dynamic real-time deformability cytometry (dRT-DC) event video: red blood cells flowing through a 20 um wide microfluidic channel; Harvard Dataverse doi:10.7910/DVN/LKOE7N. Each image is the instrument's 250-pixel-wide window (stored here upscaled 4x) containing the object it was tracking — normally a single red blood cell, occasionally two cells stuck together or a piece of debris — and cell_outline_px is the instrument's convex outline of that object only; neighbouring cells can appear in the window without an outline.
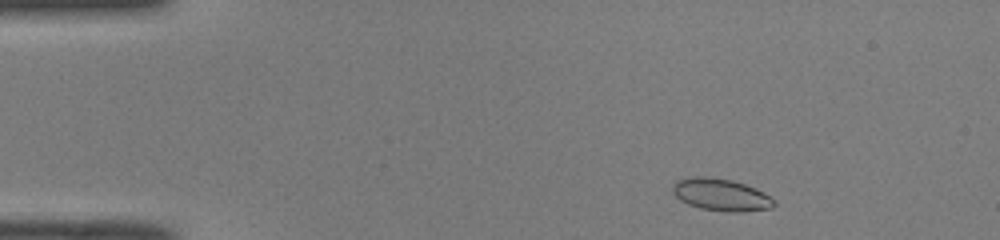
{"species": "common noctule bat (a hibernating species)", "species_latin": "Nyctalus noctula", "temperature_condition": "room temperature", "stored_images_in_passage": 46, "camera_frame_rate_fps": 3000, "um_per_image_px": 0.085, "animal": {"sex": "male", "body_mass_g": 19.0, "forearm_length_mm": 50.8}, "frame": {"image": 1, "passage_image": 3, "time_ms": 0.667, "image_size_px": [1000, 240], "cell_outline_px": [[776, 204], [772, 208], [740, 212], [728, 212], [700, 208], [688, 204], [680, 200], [672, 192], [672, 184], [676, 180], [692, 176], [708, 176], [732, 180], [756, 188], [764, 192], [776, 200]], "centroid_in_image_um": [61.29, 16.54], "position_along_channel_um": 23.7, "area_um2": 19.31}}
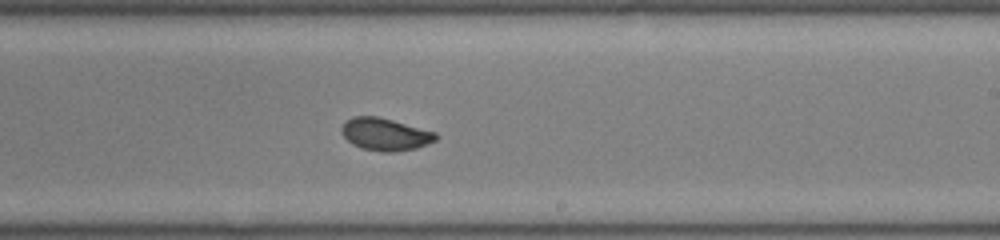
{"frame": {"image": 2, "passage_image": 26, "time_ms": 8.333, "image_size_px": [1000, 240], "cell_outline_px": [[436, 140], [428, 144], [416, 148], [396, 152], [380, 152], [360, 148], [352, 144], [340, 132], [340, 128], [344, 120], [352, 116], [376, 116], [392, 120], [436, 132]], "centroid_in_image_um": [32.69, 11.42], "position_along_channel_um": 256.3, "area_um2": 17.98}}
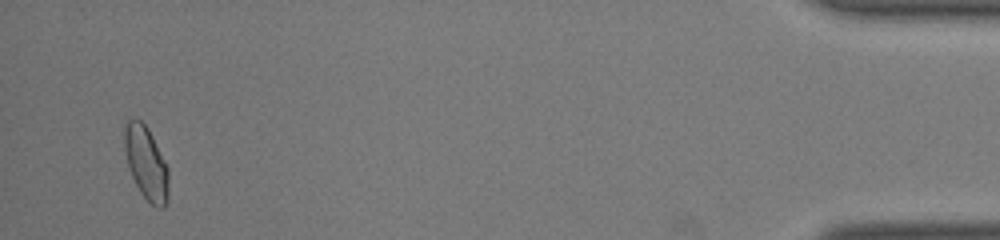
{"frame": {"image": 3, "passage_image": 44, "time_ms": 14.333, "image_size_px": [1000, 240], "cell_outline_px": [[168, 200], [164, 208], [156, 208], [140, 192], [132, 176], [128, 164], [124, 148], [124, 124], [128, 120], [140, 120], [148, 128], [168, 168]], "centroid_in_image_um": [12.43, 13.87], "position_along_channel_um": 422.8, "area_um2": 18.61}, "authors_computed_cell_mechanics": {"area_um2": 17.9758, "velocity_mm_per_s": 4.0754, "shape_relaxation_time_tau1_ms": 7.2891, "shape_relaxation_time_tau2_ms": 0.8513, "deformation_change_tau1": 0.1574, "deformation_change_tau2": 0.0462}}